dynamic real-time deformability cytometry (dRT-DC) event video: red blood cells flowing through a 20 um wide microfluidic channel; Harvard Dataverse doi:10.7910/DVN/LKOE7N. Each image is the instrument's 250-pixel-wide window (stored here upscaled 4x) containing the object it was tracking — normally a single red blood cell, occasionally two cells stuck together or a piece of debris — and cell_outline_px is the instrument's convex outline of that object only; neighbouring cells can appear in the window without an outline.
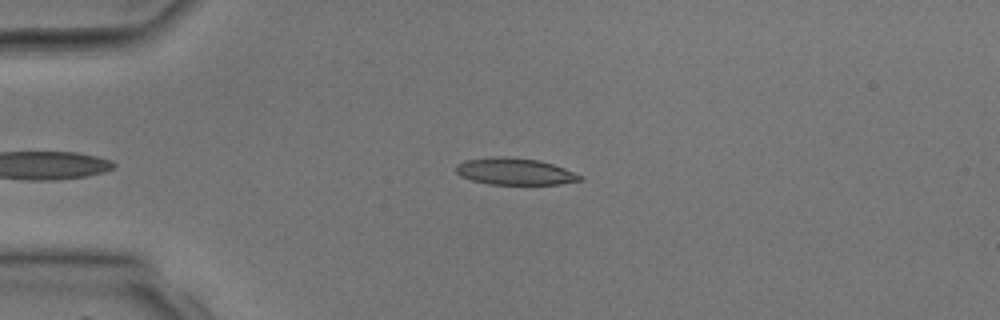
{"species": "common noctule bat (a hibernating species)", "species_latin": "Nyctalus noctula", "temperature_condition": "room temperature", "stored_images_in_passage": 30, "camera_frame_rate_fps": 3000, "um_per_image_px": 0.085, "animal": {"sex": "male", "body_mass_g": 17.9, "forearm_length_mm": 54.2}, "frame": {"image": 1, "passage_image": 4, "time_ms": 1.0, "image_size_px": [1000, 320], "cell_outline_px": [[584, 180], [560, 184], [488, 184], [472, 180], [460, 176], [456, 172], [456, 164], [464, 160], [492, 156], [504, 156], [536, 160], [552, 164], [564, 168], [580, 176]], "centroid_in_image_um": [43.7, 14.57], "position_along_channel_um": 41.3, "area_um2": 19.25}}
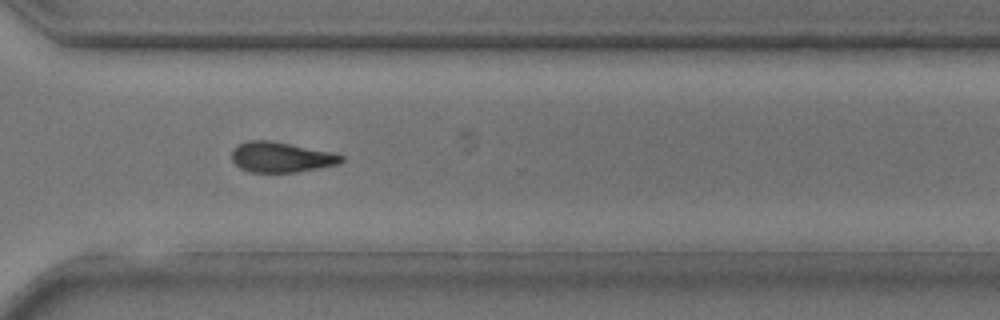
{"frame": {"image": 2, "passage_image": 23, "time_ms": 7.333, "image_size_px": [1000, 320], "cell_outline_px": [[344, 160], [336, 164], [296, 172], [248, 172], [240, 168], [232, 160], [232, 152], [236, 144], [248, 140], [272, 140], [332, 152], [344, 156]], "centroid_in_image_um": [23.85, 13.34], "position_along_channel_um": 346.7, "area_um2": 19.36}}
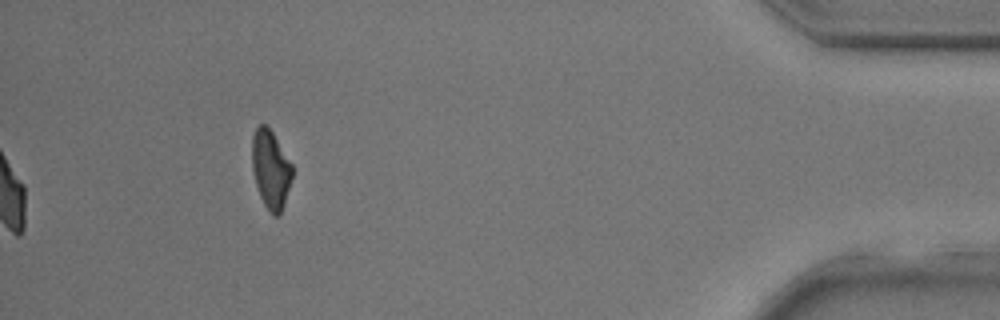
{"frame": {"image": 3, "passage_image": 30, "time_ms": 9.667, "image_size_px": [1000, 320], "cell_outline_px": [[292, 176], [284, 204], [280, 216], [272, 216], [264, 204], [260, 196], [256, 184], [252, 168], [252, 136], [256, 128], [260, 124], [264, 124], [272, 132], [292, 164]], "centroid_in_image_um": [23.0, 14.42], "position_along_channel_um": 412.2, "area_um2": 18.21}}